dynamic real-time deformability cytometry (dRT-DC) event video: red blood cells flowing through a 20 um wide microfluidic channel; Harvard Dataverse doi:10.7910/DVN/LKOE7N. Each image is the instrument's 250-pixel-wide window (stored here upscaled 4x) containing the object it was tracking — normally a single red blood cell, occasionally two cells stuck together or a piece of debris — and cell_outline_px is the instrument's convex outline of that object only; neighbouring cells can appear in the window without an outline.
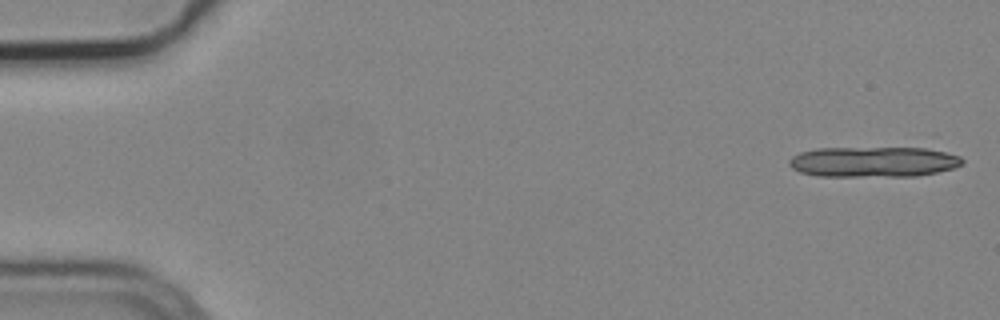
{"species": "common noctule bat (a hibernating species)", "species_latin": "Nyctalus noctula", "temperature_condition": "cold", "stored_images_in_passage": 8, "segment_of_instrument_passage": [1, 2], "camera_frame_rate_fps": 3000, "um_per_image_px": 0.085, "animal": {"sex": "male", "body_mass_g": 19.2, "forearm_length_mm": 51.8}, "frame": {"image": 1, "passage_image": 1, "time_ms": 0.0, "image_size_px": [1000, 320], "cell_outline_px": [[964, 164], [952, 168], [936, 172], [916, 176], [816, 176], [800, 172], [792, 168], [788, 164], [788, 160], [792, 156], [800, 152], [816, 148], [924, 148], [944, 152], [960, 156], [964, 160]], "centroid_in_image_um": [74.2, 13.76], "position_along_channel_um": 10.8, "area_um2": 30.75}}